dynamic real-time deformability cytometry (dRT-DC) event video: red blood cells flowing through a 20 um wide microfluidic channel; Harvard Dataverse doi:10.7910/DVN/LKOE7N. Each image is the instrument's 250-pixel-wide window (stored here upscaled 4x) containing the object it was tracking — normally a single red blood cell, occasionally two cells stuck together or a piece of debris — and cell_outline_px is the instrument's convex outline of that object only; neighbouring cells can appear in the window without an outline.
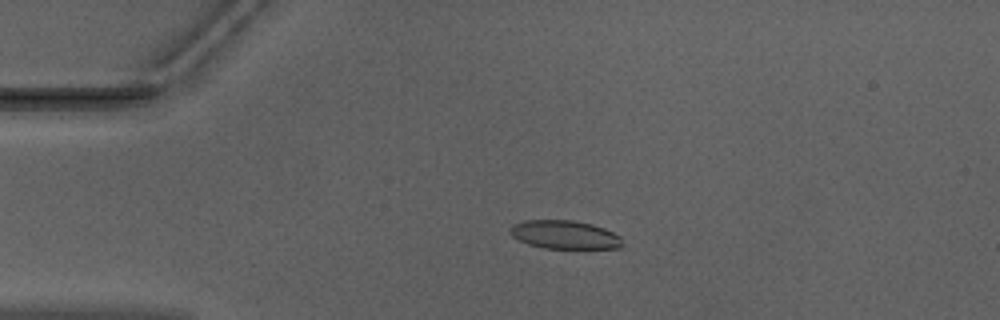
{"species": "Egyptian fruit bat (a non-hibernating species)", "species_latin": "Rousettus aegyptiacus", "temperature_condition": "warm", "stored_images_in_passage": 25, "camera_frame_rate_fps": 3000, "um_per_image_px": 0.085, "animal": {"sex": "male"}, "frame": {"image": 1, "passage_image": 11, "time_ms": 3.333, "image_size_px": [1000, 320], "cell_outline_px": [[624, 244], [620, 248], [544, 248], [528, 244], [512, 236], [508, 232], [512, 224], [524, 220], [572, 220], [592, 224], [604, 228], [620, 236]], "centroid_in_image_um": [47.98, 19.94], "position_along_channel_um": 37.0, "area_um2": 18.67}}
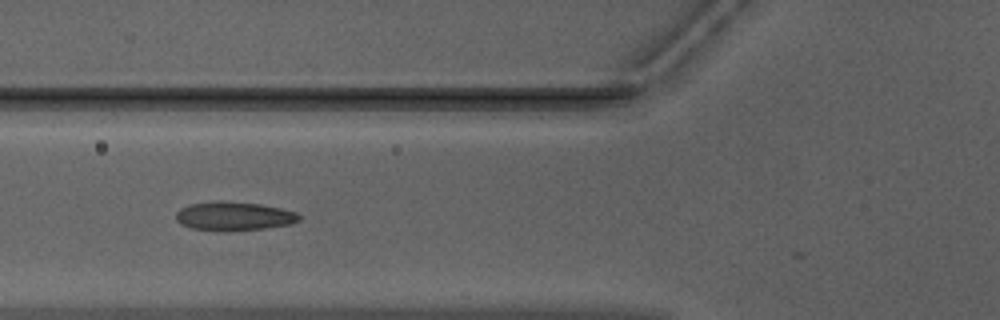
{"frame": {"image": 2, "passage_image": 19, "time_ms": 6.0, "image_size_px": [1000, 320], "cell_outline_px": [[300, 220], [288, 224], [264, 228], [224, 232], [220, 232], [192, 228], [180, 224], [176, 220], [176, 212], [180, 208], [188, 204], [220, 200], [260, 204], [280, 208], [296, 212], [300, 216]], "centroid_in_image_um": [19.82, 18.37], "position_along_channel_um": 106.0, "area_um2": 20.87}}
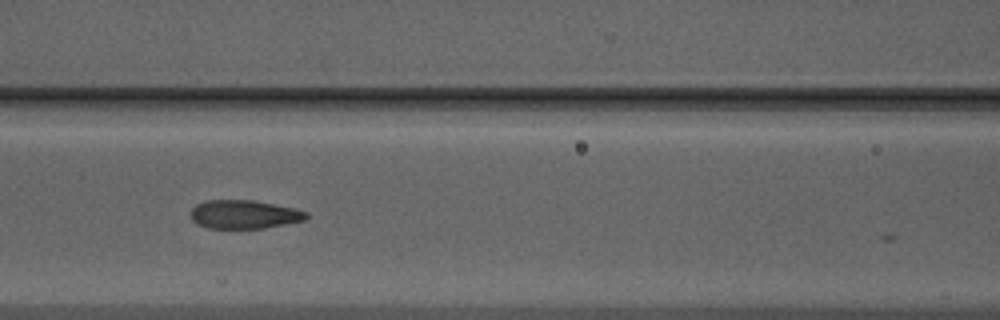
{"frame": {"image": 3, "passage_image": 22, "time_ms": 7.0, "image_size_px": [1000, 320], "cell_outline_px": [[308, 216], [304, 220], [264, 228], [208, 228], [196, 224], [192, 220], [192, 208], [196, 204], [204, 200], [252, 200], [292, 208], [308, 212]], "centroid_in_image_um": [20.71, 18.22], "position_along_channel_um": 145.9, "area_um2": 19.07}}